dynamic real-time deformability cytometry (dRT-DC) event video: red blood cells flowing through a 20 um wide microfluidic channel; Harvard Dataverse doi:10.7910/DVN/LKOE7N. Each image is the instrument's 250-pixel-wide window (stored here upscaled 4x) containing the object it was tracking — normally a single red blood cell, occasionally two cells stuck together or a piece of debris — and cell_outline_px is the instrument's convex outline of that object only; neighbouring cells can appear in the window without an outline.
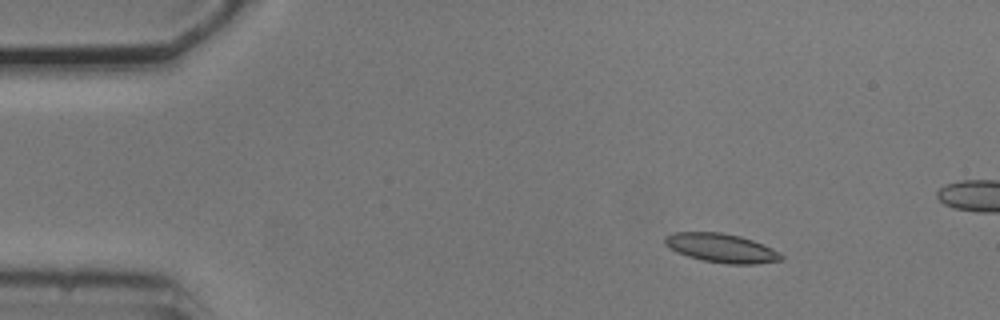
{"species": "common noctule bat (a hibernating species)", "species_latin": "Nyctalus noctula", "temperature_condition": "cold", "stored_images_in_passage": 16, "camera_frame_rate_fps": 3000, "um_per_image_px": 0.085, "animal": {"sex": "male", "body_mass_g": 20.5, "forearm_length_mm": 52.5}, "frame": {"image": 1, "passage_image": 7, "time_ms": 2.0, "image_size_px": [1000, 320], "cell_outline_px": [[784, 260], [756, 264], [728, 264], [704, 260], [688, 256], [676, 252], [668, 248], [664, 244], [664, 236], [672, 232], [720, 232], [740, 236], [764, 244], [780, 252], [784, 256]], "centroid_in_image_um": [61.32, 21.08], "position_along_channel_um": 23.7, "area_um2": 19.83}}